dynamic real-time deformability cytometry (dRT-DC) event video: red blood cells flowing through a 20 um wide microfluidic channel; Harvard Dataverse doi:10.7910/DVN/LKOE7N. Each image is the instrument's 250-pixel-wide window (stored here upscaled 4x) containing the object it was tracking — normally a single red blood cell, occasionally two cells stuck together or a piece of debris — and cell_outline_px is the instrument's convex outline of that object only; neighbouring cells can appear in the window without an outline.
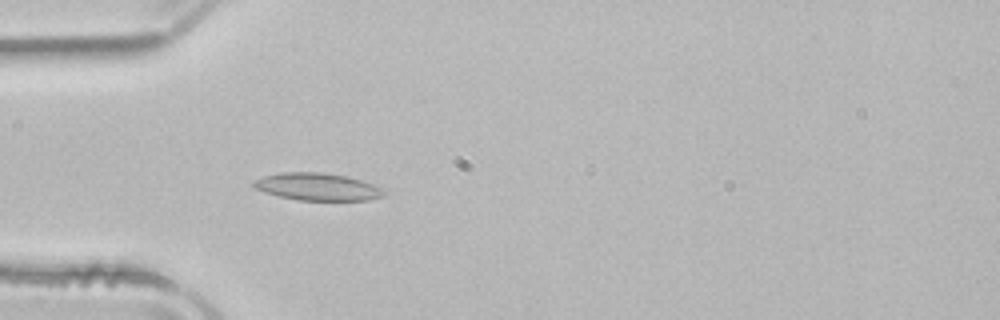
{"species": "common noctule bat (a hibernating species)", "species_latin": "Nyctalus noctula", "temperature_condition": "room temperature", "stored_images_in_passage": 37, "camera_frame_rate_fps": 3000, "um_per_image_px": 0.085, "animal": {"sex": "male", "body_mass_g": 21.5, "forearm_length_mm": 52.0}, "frame": {"image": 1, "passage_image": 1, "time_ms": 0.0, "image_size_px": [1000, 320], "cell_outline_px": [[384, 196], [368, 200], [300, 200], [280, 196], [264, 192], [256, 188], [252, 184], [256, 180], [264, 176], [284, 172], [320, 172], [348, 176], [372, 184], [380, 188], [384, 192]], "centroid_in_image_um": [26.99, 15.87], "position_along_channel_um": 58.0, "area_um2": 20.46}}
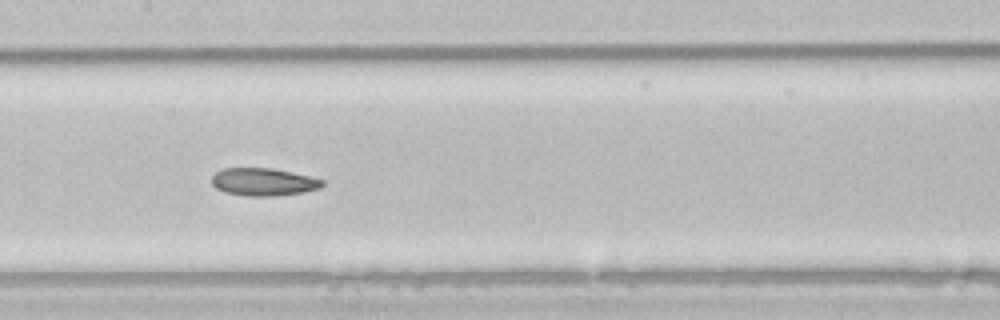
{"frame": {"image": 2, "passage_image": 11, "time_ms": 3.333, "image_size_px": [1000, 320], "cell_outline_px": [[324, 184], [320, 188], [304, 192], [276, 196], [248, 196], [224, 192], [216, 188], [212, 184], [212, 176], [216, 172], [224, 168], [272, 168], [308, 176], [324, 180]], "centroid_in_image_um": [22.38, 15.47], "position_along_channel_um": 185.0, "area_um2": 17.8}}
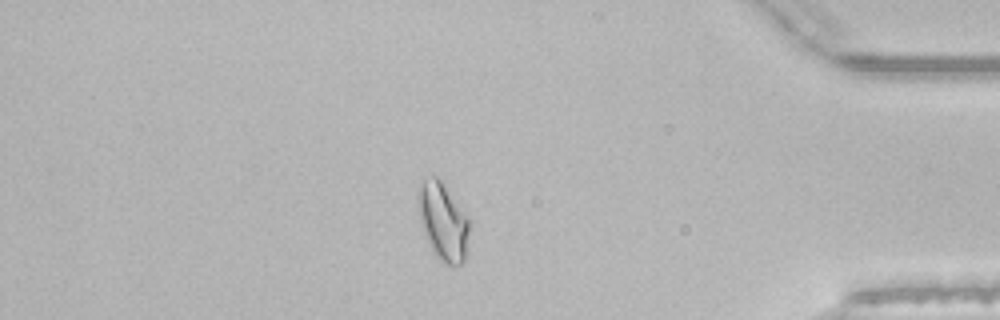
{"frame": {"image": 3, "passage_image": 30, "time_ms": 9.667, "image_size_px": [1000, 320], "cell_outline_px": [[472, 220], [464, 260], [460, 264], [452, 268], [444, 264], [432, 252], [424, 232], [420, 220], [416, 204], [416, 196], [420, 184], [424, 180], [432, 176], [436, 176], [444, 184]], "centroid_in_image_um": [37.67, 18.84], "position_along_channel_um": 397.5, "area_um2": 23.81}, "authors_computed_cell_mechanics": {"area_um2": 18.6694, "velocity_mm_per_s": 3.917, "shape_relaxation_time_tau1_ms": 8.0023, "shape_relaxation_time_tau2_ms": 3.1903, "deformation_change_tau1": 0.1778, "deformation_change_tau2": 0.0905}}